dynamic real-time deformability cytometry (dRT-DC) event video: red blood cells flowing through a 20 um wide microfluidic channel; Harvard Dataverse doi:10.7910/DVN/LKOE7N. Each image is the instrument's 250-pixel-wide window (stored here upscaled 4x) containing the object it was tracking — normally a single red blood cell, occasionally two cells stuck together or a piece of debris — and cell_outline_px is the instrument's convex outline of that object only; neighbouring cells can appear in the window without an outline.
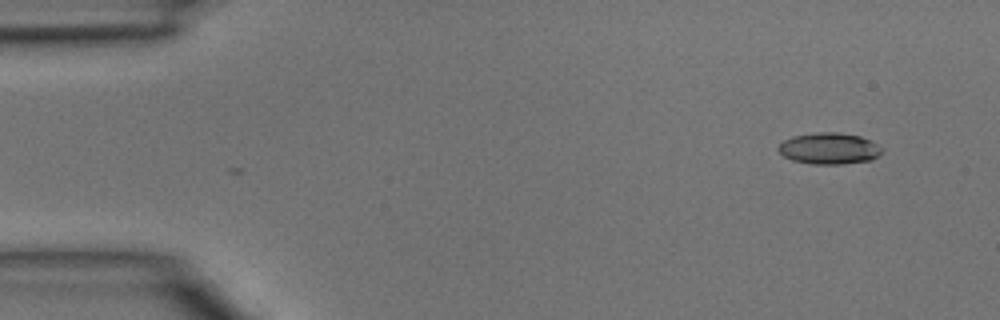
{"species": "common noctule bat (a hibernating species)", "species_latin": "Nyctalus noctula", "temperature_condition": "room temperature", "stored_images_in_passage": 43, "camera_frame_rate_fps": 3000, "um_per_image_px": 0.085, "animal": {"sex": "male", "body_mass_g": 15.6}, "frame": {"image": 1, "passage_image": 1, "time_ms": 0.0, "image_size_px": [1000, 320], "cell_outline_px": [[884, 152], [880, 156], [872, 160], [840, 164], [812, 164], [792, 160], [784, 156], [776, 148], [784, 140], [796, 136], [820, 132], [840, 132], [860, 136], [884, 148]], "centroid_in_image_um": [70.53, 12.63], "position_along_channel_um": 14.5, "area_um2": 18.96}}
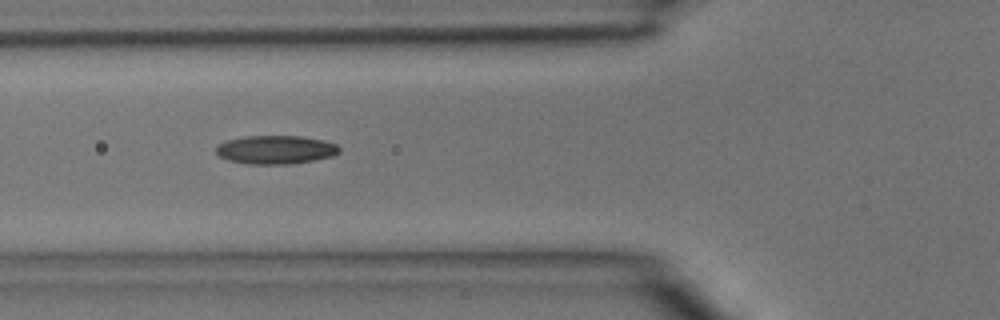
{"frame": {"image": 2, "passage_image": 14, "time_ms": 4.333, "image_size_px": [1000, 320], "cell_outline_px": [[340, 152], [332, 156], [292, 164], [248, 164], [228, 160], [220, 156], [216, 152], [216, 148], [220, 144], [228, 140], [248, 136], [300, 136], [324, 140], [336, 144], [340, 148]], "centroid_in_image_um": [23.46, 12.73], "position_along_channel_um": 102.3, "area_um2": 20.35}}
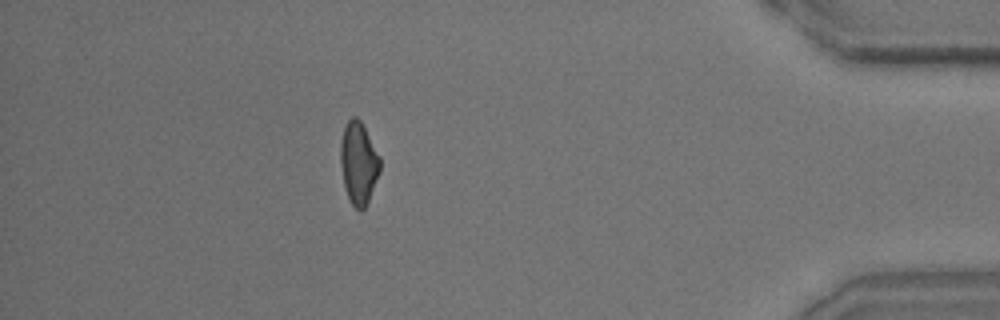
{"frame": {"image": 3, "passage_image": 38, "time_ms": 12.333, "image_size_px": [1000, 320], "cell_outline_px": [[380, 172], [368, 200], [364, 208], [360, 212], [352, 204], [348, 196], [344, 184], [340, 164], [340, 144], [344, 128], [348, 120], [352, 116], [356, 116], [360, 120], [380, 156]], "centroid_in_image_um": [30.47, 13.84], "position_along_channel_um": 404.7, "area_um2": 18.79}}